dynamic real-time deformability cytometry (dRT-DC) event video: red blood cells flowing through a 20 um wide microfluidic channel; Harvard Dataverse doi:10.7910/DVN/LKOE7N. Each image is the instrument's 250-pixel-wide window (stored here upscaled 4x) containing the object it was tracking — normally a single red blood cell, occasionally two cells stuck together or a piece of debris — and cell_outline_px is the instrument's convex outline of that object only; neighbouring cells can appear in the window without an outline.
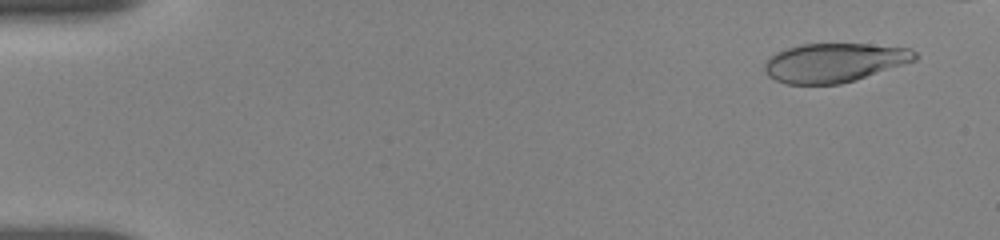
{"species": "human", "species_latin": "Homo sapiens", "temperature_condition": "room temperature", "stored_images_in_passage": 50, "camera_frame_rate_fps": 3000, "um_per_image_px": 0.085, "donor": {"sex": "female"}, "frame": {"image": 1, "passage_image": 2, "time_ms": 0.333, "image_size_px": [1000, 240], "cell_outline_px": [[916, 60], [856, 80], [840, 84], [788, 84], [776, 80], [768, 76], [764, 68], [764, 64], [776, 52], [800, 44], [868, 44], [908, 48], [916, 52]], "centroid_in_image_um": [70.91, 5.32], "position_along_channel_um": 14.1, "area_um2": 33.93}}
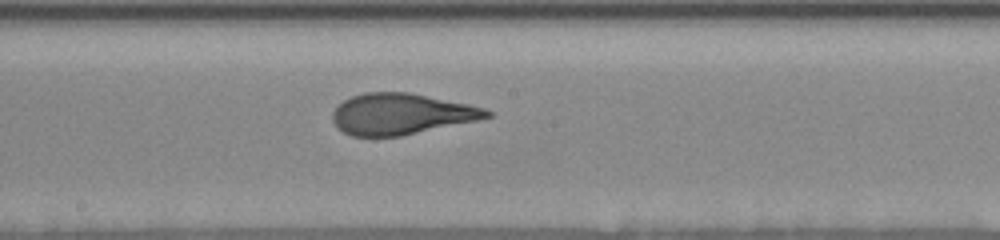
{"frame": {"image": 2, "passage_image": 29, "time_ms": 9.333, "image_size_px": [1000, 240], "cell_outline_px": [[492, 116], [476, 120], [400, 136], [352, 136], [344, 132], [332, 120], [332, 112], [344, 100], [352, 96], [364, 92], [408, 92], [468, 104], [484, 108], [492, 112]], "centroid_in_image_um": [34.08, 9.68], "position_along_channel_um": 214.1, "area_um2": 36.41}}
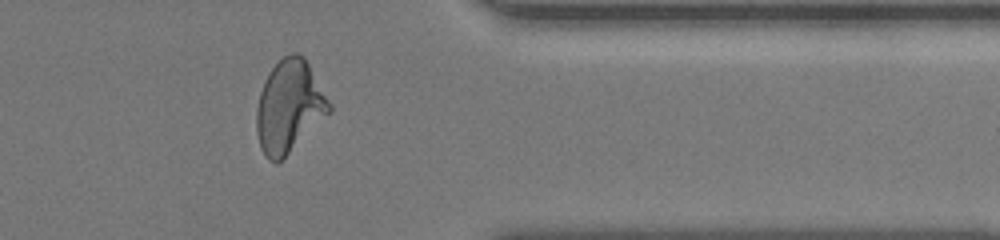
{"frame": {"image": 3, "passage_image": 44, "time_ms": 14.333, "image_size_px": [1000, 240], "cell_outline_px": [[332, 112], [276, 164], [268, 160], [260, 148], [256, 132], [256, 108], [260, 92], [264, 80], [272, 68], [284, 56], [292, 52], [296, 52], [304, 56], [332, 104]], "centroid_in_image_um": [24.59, 9.05], "position_along_channel_um": 386.8, "area_um2": 39.19}, "authors_computed_cell_mechanics": {"area_um2": 37.2521, "velocity_mm_per_s": 3.6515, "shape_relaxation_time_tau1_ms": 4.0413, "shape_relaxation_time_tau2_ms": 0.8011, "deformation_change_tau1": 0.2128, "deformation_change_tau2": 0.0946}}